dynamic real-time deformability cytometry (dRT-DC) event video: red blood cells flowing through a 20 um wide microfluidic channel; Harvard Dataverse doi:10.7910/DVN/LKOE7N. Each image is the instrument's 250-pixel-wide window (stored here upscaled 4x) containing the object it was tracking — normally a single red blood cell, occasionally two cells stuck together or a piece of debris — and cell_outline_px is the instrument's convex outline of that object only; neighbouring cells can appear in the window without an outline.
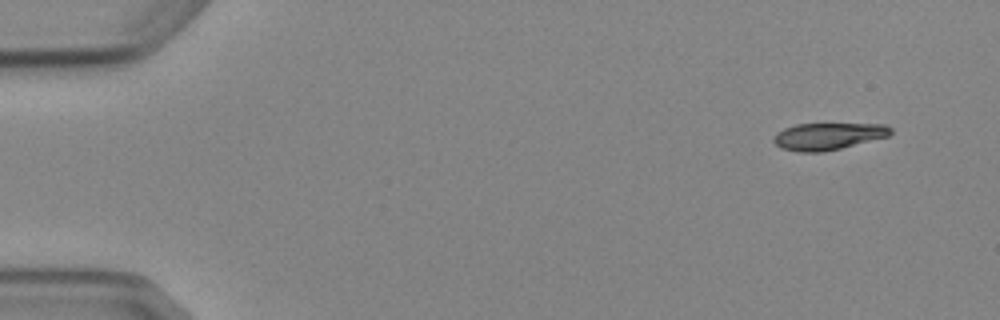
{"species": "Egyptian fruit bat (a non-hibernating species)", "species_latin": "Rousettus aegyptiacus", "temperature_condition": "cold", "stored_images_in_passage": 6, "camera_frame_rate_fps": 3000, "um_per_image_px": 0.085, "animal": {"sex": "female"}, "frame": {"image": 1, "passage_image": 1, "time_ms": 0.0, "image_size_px": [1000, 320], "cell_outline_px": [[892, 132], [888, 136], [824, 152], [800, 152], [780, 148], [772, 140], [772, 136], [776, 132], [784, 128], [796, 124], [884, 124], [892, 128]], "centroid_in_image_um": [70.34, 11.58], "position_along_channel_um": 14.7, "area_um2": 18.38}}
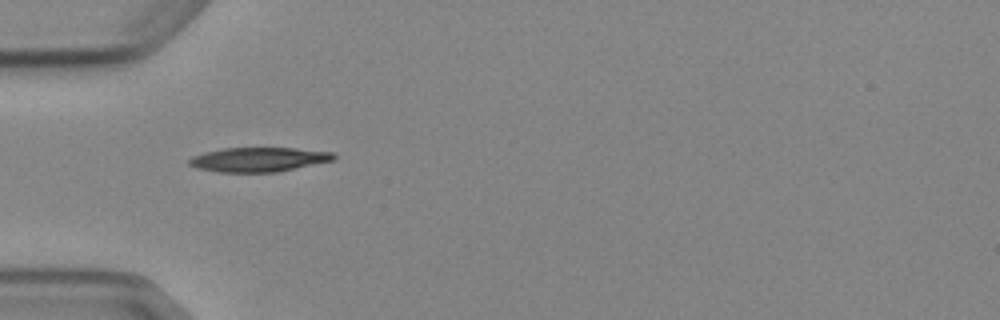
{"frame": {"image": 2, "passage_image": 4, "time_ms": 4.333, "image_size_px": [1000, 320], "cell_outline_px": [[336, 160], [276, 172], [220, 172], [196, 168], [188, 164], [188, 160], [192, 156], [204, 152], [224, 148], [296, 148], [332, 152], [336, 156]], "centroid_in_image_um": [21.98, 13.56], "position_along_channel_um": 63.0, "area_um2": 20.58}}
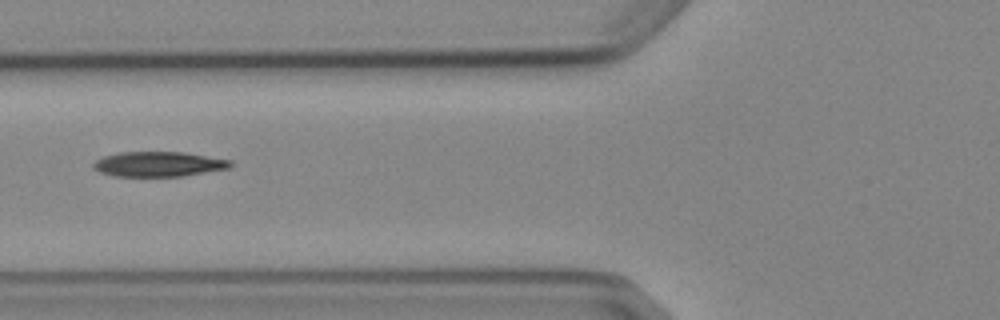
{"frame": {"image": 3, "passage_image": 5, "time_ms": 5.667, "image_size_px": [1000, 320], "cell_outline_px": [[232, 164], [228, 168], [180, 176], [116, 176], [100, 172], [92, 168], [92, 164], [96, 160], [104, 156], [120, 152], [184, 152], [232, 160]], "centroid_in_image_um": [13.45, 13.94], "position_along_channel_um": 112.3, "area_um2": 19.77}}